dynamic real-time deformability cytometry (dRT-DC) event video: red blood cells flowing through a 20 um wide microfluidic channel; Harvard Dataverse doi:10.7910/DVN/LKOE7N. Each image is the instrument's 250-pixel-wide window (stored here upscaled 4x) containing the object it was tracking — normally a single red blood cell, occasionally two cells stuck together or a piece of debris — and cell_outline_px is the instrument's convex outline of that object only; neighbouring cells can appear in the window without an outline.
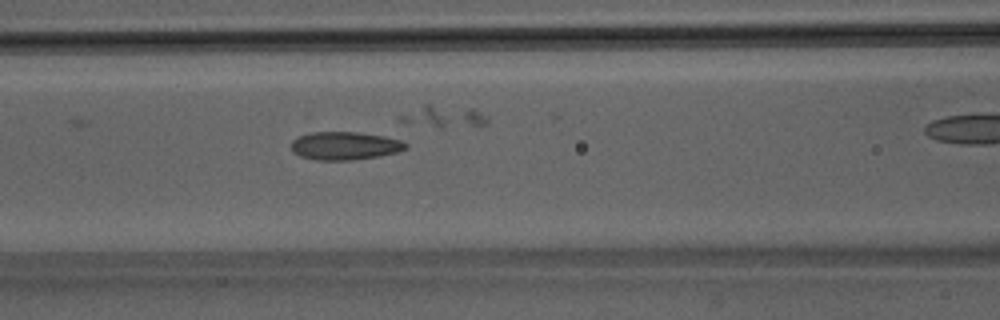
{"species": "Egyptian fruit bat (a non-hibernating species)", "species_latin": "Rousettus aegyptiacus", "temperature_condition": "room temperature", "stored_images_in_passage": 23, "camera_frame_rate_fps": 3000, "um_per_image_px": 0.085, "animal": {"sex": "male"}, "frame": {"image": 1, "passage_image": 4, "time_ms": 1.0, "image_size_px": [1000, 320], "cell_outline_px": [[408, 148], [396, 152], [380, 156], [352, 160], [316, 160], [300, 156], [292, 152], [292, 140], [300, 136], [312, 132], [356, 132], [384, 136], [400, 140], [408, 144]], "centroid_in_image_um": [29.32, 12.39], "position_along_channel_um": 137.3, "area_um2": 18.73}}